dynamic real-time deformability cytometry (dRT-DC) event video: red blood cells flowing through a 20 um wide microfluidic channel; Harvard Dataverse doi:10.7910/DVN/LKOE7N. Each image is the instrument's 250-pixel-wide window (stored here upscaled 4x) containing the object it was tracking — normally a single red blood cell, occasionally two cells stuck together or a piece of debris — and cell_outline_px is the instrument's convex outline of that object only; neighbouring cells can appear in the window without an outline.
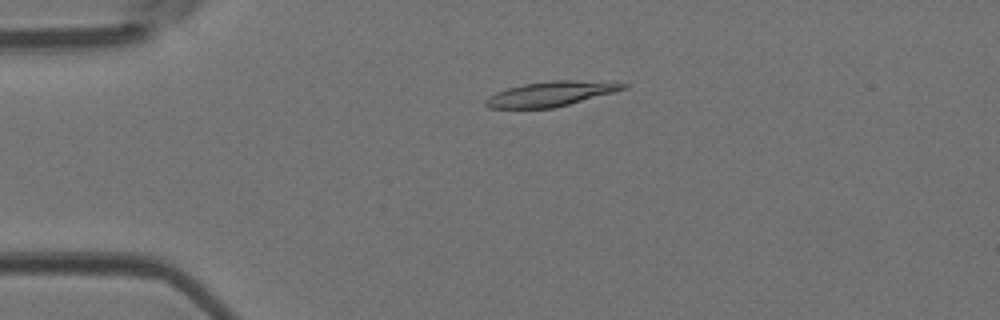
{"species": "Egyptian fruit bat (a non-hibernating species)", "species_latin": "Rousettus aegyptiacus", "temperature_condition": "room temperature", "stored_images_in_passage": 4, "camera_frame_rate_fps": 3000, "um_per_image_px": 0.085, "animal": {"sex": "female"}, "frame": {"image": 1, "passage_image": 3, "time_ms": 0.667, "image_size_px": [1000, 320], "cell_outline_px": [[628, 88], [568, 104], [552, 108], [488, 108], [484, 104], [484, 100], [488, 96], [496, 92], [508, 88], [524, 84], [552, 80], [576, 80], [628, 84]], "centroid_in_image_um": [46.75, 7.98], "position_along_channel_um": 38.3, "area_um2": 19.59}}